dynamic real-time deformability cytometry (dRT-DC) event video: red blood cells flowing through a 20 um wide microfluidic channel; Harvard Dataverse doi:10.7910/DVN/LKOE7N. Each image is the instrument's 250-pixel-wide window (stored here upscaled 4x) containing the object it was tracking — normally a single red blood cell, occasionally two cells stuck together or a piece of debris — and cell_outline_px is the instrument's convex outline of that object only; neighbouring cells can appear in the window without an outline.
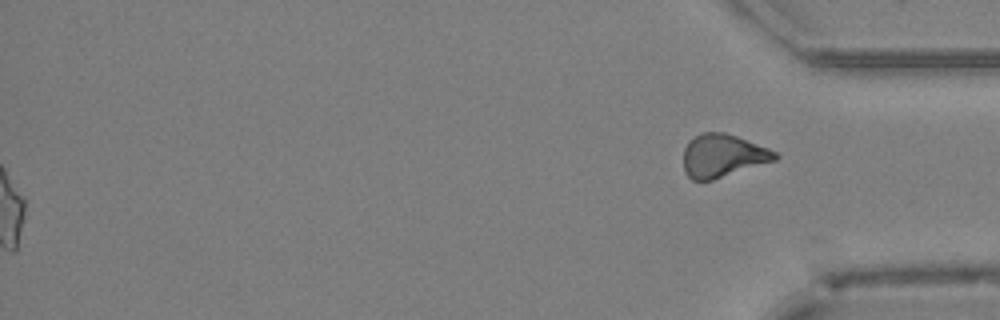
{"species": "Egyptian fruit bat (a non-hibernating species)", "species_latin": "Rousettus aegyptiacus", "temperature_condition": "cold", "stored_images_in_passage": 47, "segment_of_instrument_passage": [2, 2], "camera_frame_rate_fps": 3000, "um_per_image_px": 0.085, "animal": {"sex": "female"}, "frame": {"image": 1, "passage_image": 47, "time_ms": 15.333, "image_size_px": [1000, 320], "cell_outline_px": [[780, 156], [776, 160], [712, 180], [692, 180], [684, 172], [684, 148], [688, 140], [700, 132], [724, 132], [736, 136], [768, 148], [776, 152]], "centroid_in_image_um": [61.41, 13.22], "position_along_channel_um": 373.8, "area_um2": 22.95}}